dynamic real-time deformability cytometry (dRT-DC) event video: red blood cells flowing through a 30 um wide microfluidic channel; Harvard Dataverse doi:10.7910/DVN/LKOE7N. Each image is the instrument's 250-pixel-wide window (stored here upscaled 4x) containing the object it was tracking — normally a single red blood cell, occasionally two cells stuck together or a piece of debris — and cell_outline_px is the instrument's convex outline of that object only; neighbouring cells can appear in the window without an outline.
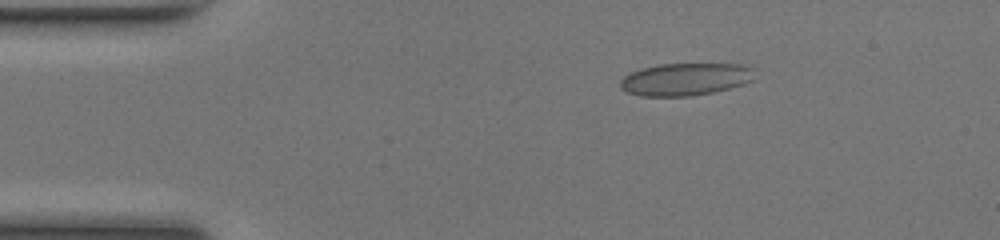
{"species": "common noctule bat (a hibernating species)", "species_latin": "Nyctalus noctula", "temperature_condition": "room temperature", "stored_images_in_passage": 42, "camera_frame_rate_fps": 3000, "um_per_image_px": 0.085, "animal": {"sex": "female", "body_mass_g": 17.0, "forearm_length_mm": 48.0}, "frame": {"image": 1, "passage_image": 1, "time_ms": 0.0, "image_size_px": [1000, 240], "cell_outline_px": [[752, 80], [744, 84], [712, 92], [692, 96], [640, 96], [628, 92], [620, 88], [620, 80], [624, 76], [640, 68], [660, 64], [740, 64], [752, 68]], "centroid_in_image_um": [58.21, 6.74], "position_along_channel_um": 26.8, "area_um2": 25.26}}
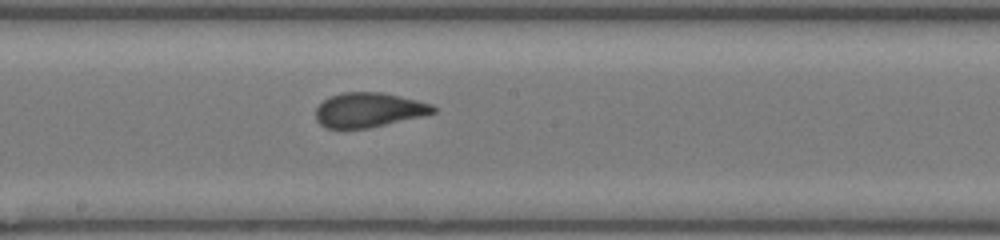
{"frame": {"image": 2, "passage_image": 19, "time_ms": 6.0, "image_size_px": [1000, 240], "cell_outline_px": [[436, 112], [420, 116], [368, 128], [324, 128], [316, 120], [316, 108], [328, 96], [344, 92], [380, 92], [416, 100], [432, 104], [436, 108]], "centroid_in_image_um": [31.3, 9.34], "position_along_channel_um": 216.9, "area_um2": 23.41}}
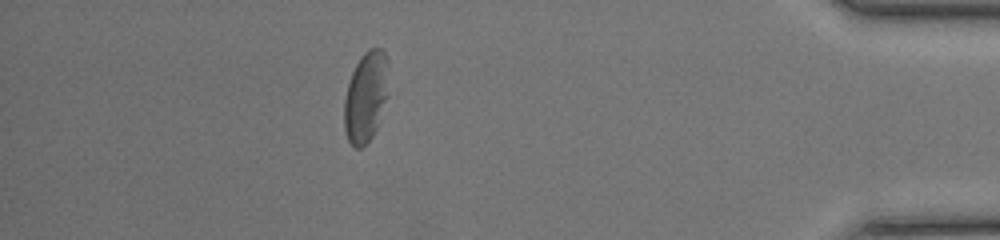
{"frame": {"image": 3, "passage_image": 36, "time_ms": 11.667, "image_size_px": [1000, 240], "cell_outline_px": [[388, 96], [376, 128], [372, 136], [360, 148], [356, 148], [348, 140], [344, 128], [344, 100], [348, 84], [352, 72], [360, 56], [368, 48], [380, 48], [384, 52], [388, 60]], "centroid_in_image_um": [31.11, 8.19], "position_along_channel_um": 404.1, "area_um2": 23.47}, "authors_computed_cell_mechanics": {"area_um2": 23.9003, "velocity_mm_per_s": 4.2058, "shape_relaxation_time_tau1_ms": 7.2358, "shape_relaxation_time_tau2_ms": 0.8518, "deformation_change_tau1": 0.1683, "deformation_change_tau2": 0.0524}}